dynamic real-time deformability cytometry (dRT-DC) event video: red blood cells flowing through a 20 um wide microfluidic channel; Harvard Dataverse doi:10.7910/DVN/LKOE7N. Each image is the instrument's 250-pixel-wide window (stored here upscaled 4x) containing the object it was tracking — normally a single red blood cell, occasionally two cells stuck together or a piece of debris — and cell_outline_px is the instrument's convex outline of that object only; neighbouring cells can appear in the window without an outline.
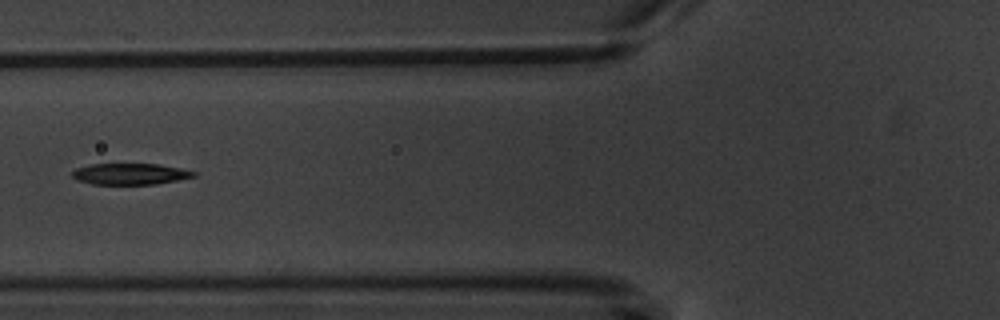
{"species": "common noctule bat (a hibernating species)", "species_latin": "Nyctalus noctula", "temperature_condition": "warm", "stored_images_in_passage": 5, "camera_frame_rate_fps": 3000, "um_per_image_px": 0.085, "animal": {"sex": "male", "body_mass_g": 20.1, "forearm_length_mm": 53.5}, "frame": {"image": 1, "passage_image": 5, "time_ms": 6.0, "image_size_px": [1000, 320], "cell_outline_px": [[196, 176], [156, 184], [92, 184], [76, 180], [72, 176], [72, 172], [76, 168], [92, 164], [160, 164], [180, 168], [196, 172]], "centroid_in_image_um": [11.05, 14.78], "position_along_channel_um": 114.8, "area_um2": 14.97}}